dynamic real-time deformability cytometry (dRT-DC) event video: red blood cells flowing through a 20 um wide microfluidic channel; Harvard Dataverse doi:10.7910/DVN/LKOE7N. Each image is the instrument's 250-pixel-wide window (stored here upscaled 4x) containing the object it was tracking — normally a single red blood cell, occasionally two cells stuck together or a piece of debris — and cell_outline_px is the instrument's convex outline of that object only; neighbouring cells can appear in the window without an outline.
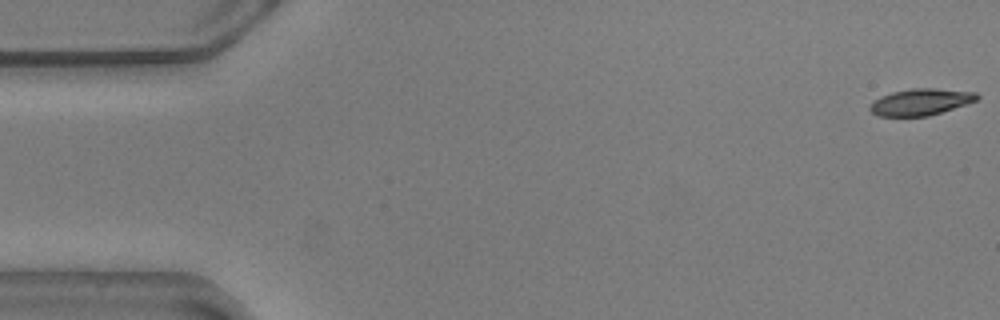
{"species": "common noctule bat (a hibernating species)", "species_latin": "Nyctalus noctula", "temperature_condition": "warm", "stored_images_in_passage": 15, "camera_frame_rate_fps": 3000, "um_per_image_px": 0.085, "animal": {"sex": "male", "body_mass_g": 20.5, "forearm_length_mm": 52.5}, "frame": {"image": 1, "passage_image": 1, "time_ms": 0.0, "image_size_px": [1000, 320], "cell_outline_px": [[980, 96], [976, 100], [928, 116], [880, 116], [872, 112], [868, 108], [876, 100], [892, 92], [912, 88], [936, 88], [976, 92]], "centroid_in_image_um": [78.27, 8.66], "position_along_channel_um": 6.7, "area_um2": 16.18}}
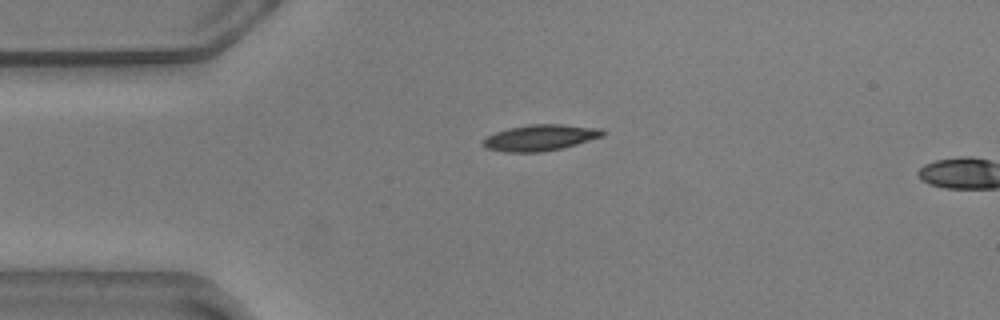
{"frame": {"image": 2, "passage_image": 13, "time_ms": 4.0, "image_size_px": [1000, 320], "cell_outline_px": [[604, 136], [564, 148], [544, 152], [504, 152], [484, 148], [480, 144], [488, 136], [496, 132], [508, 128], [532, 124], [560, 124], [600, 128], [604, 132]], "centroid_in_image_um": [45.91, 11.71], "position_along_channel_um": 39.1, "area_um2": 18.32}}